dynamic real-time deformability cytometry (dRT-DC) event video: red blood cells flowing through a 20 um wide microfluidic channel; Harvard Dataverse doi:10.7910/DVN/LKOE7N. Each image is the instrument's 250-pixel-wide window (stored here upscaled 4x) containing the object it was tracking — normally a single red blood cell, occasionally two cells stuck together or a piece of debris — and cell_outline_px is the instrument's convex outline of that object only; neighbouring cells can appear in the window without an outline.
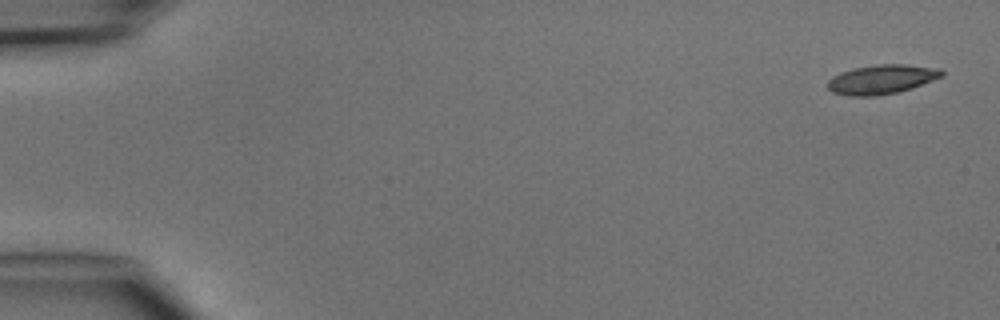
{"species": "common noctule bat (a hibernating species)", "species_latin": "Nyctalus noctula", "temperature_condition": "cold", "stored_images_in_passage": 4, "camera_frame_rate_fps": 3000, "um_per_image_px": 0.085, "animal": {"sex": "male", "body_mass_g": 15.6}, "frame": {"image": 1, "passage_image": 1, "time_ms": 0.0, "image_size_px": [1000, 320], "cell_outline_px": [[944, 76], [912, 88], [896, 92], [876, 96], [848, 96], [832, 92], [828, 88], [828, 80], [832, 76], [840, 72], [852, 68], [880, 64], [904, 64], [940, 68], [944, 72]], "centroid_in_image_um": [74.94, 6.74], "position_along_channel_um": 10.1, "area_um2": 19.59}}
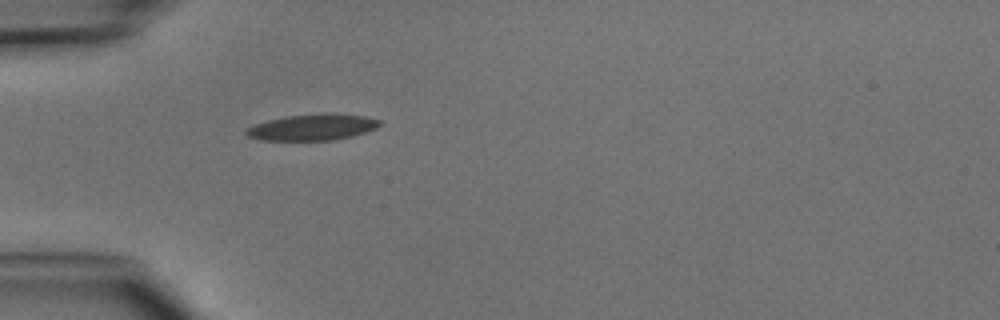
{"frame": {"image": 2, "passage_image": 4, "time_ms": 4.333, "image_size_px": [1000, 320], "cell_outline_px": [[380, 124], [376, 128], [352, 136], [332, 140], [260, 140], [248, 136], [244, 132], [248, 128], [256, 124], [268, 120], [284, 116], [324, 112], [332, 112], [364, 116], [380, 120]], "centroid_in_image_um": [26.56, 10.79], "position_along_channel_um": 58.4, "area_um2": 20.46}}